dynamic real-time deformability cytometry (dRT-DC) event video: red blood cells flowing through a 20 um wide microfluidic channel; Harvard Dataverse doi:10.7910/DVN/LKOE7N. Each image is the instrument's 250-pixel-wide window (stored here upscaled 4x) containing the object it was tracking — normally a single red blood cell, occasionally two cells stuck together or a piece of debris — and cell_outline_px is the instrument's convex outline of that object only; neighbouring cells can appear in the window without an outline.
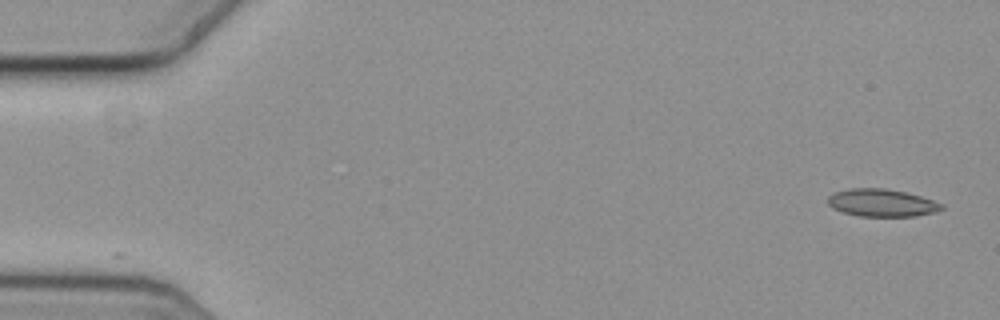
{"species": "common noctule bat (a hibernating species)", "species_latin": "Nyctalus noctula", "temperature_condition": "cold", "stored_images_in_passage": 2, "camera_frame_rate_fps": 3000, "um_per_image_px": 0.085, "animal": {"sex": "female", "body_mass_g": 19.3, "forearm_length_mm": 54.1}, "frame": {"image": 1, "passage_image": 1, "time_ms": 0.0, "image_size_px": [1000, 320], "cell_outline_px": [[944, 208], [936, 212], [916, 216], [860, 216], [844, 212], [832, 208], [828, 204], [828, 196], [832, 192], [848, 188], [884, 188], [904, 192], [920, 196], [944, 204]], "centroid_in_image_um": [74.94, 17.23], "position_along_channel_um": 10.1, "area_um2": 18.32}}